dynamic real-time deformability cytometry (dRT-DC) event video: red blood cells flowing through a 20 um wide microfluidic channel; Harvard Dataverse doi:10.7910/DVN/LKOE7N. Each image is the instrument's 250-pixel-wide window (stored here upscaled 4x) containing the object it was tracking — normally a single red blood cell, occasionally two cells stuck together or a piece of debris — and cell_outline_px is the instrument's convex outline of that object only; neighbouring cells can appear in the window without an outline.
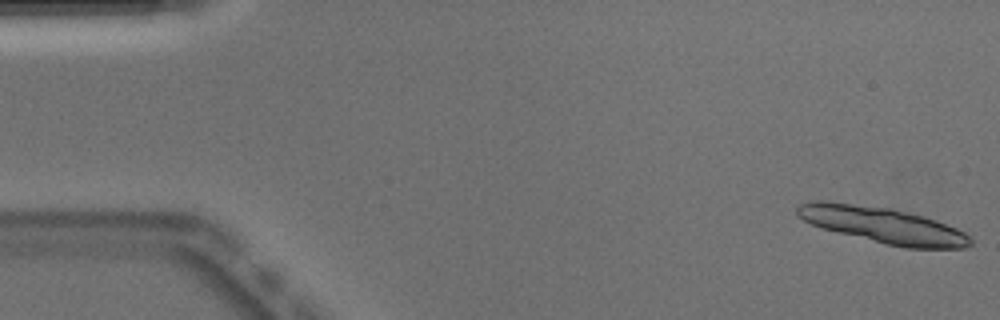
{"species": "Egyptian fruit bat (a non-hibernating species)", "species_latin": "Rousettus aegyptiacus", "temperature_condition": "warm", "stored_images_in_passage": 13, "camera_frame_rate_fps": 3000, "um_per_image_px": 0.085, "animal": {"sex": "male"}, "frame": {"image": 1, "passage_image": 1, "time_ms": 0.0, "image_size_px": [1000, 320], "cell_outline_px": [[972, 244], [964, 248], [904, 248], [824, 228], [812, 224], [796, 216], [796, 208], [800, 204], [812, 200], [824, 200], [892, 208], [924, 216], [936, 220], [956, 228], [964, 232], [972, 240]], "centroid_in_image_um": [75.04, 19.11], "position_along_channel_um": 10.0, "area_um2": 36.07}}